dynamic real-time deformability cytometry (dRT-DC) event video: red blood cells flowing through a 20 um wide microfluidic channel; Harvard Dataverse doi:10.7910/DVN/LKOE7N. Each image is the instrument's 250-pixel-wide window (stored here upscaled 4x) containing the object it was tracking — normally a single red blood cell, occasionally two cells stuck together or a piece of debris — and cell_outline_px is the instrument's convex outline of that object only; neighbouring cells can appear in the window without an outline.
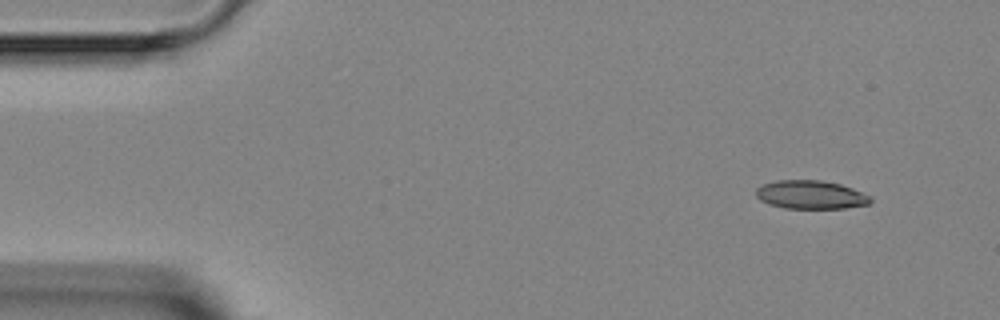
{"species": "Egyptian fruit bat (a non-hibernating species)", "species_latin": "Rousettus aegyptiacus", "temperature_condition": "room temperature", "stored_images_in_passage": 6, "camera_frame_rate_fps": 3000, "um_per_image_px": 0.085, "animal": {"sex": "female"}, "frame": {"image": 1, "passage_image": 1, "time_ms": 0.0, "image_size_px": [1000, 320], "cell_outline_px": [[872, 200], [868, 204], [844, 208], [784, 208], [768, 204], [760, 200], [756, 196], [756, 188], [764, 184], [776, 180], [820, 180], [840, 184], [852, 188], [872, 196]], "centroid_in_image_um": [68.91, 16.55], "position_along_channel_um": 16.1, "area_um2": 19.02}}
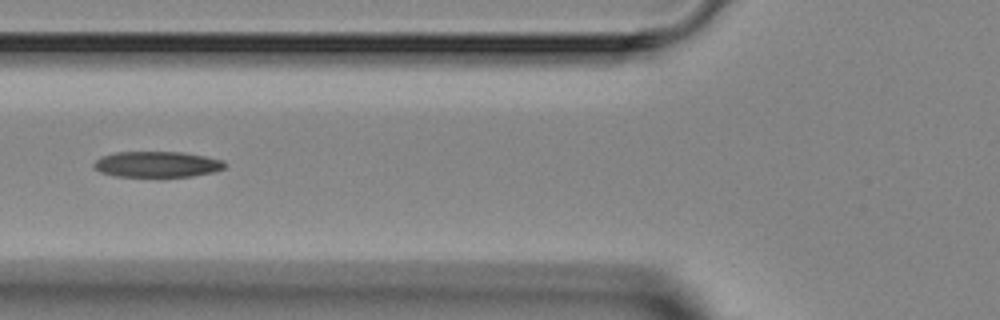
{"frame": {"image": 2, "passage_image": 5, "time_ms": 4.667, "image_size_px": [1000, 320], "cell_outline_px": [[228, 164], [224, 168], [212, 172], [192, 176], [116, 176], [100, 172], [92, 168], [92, 164], [100, 156], [116, 152], [184, 152], [224, 160]], "centroid_in_image_um": [13.33, 13.96], "position_along_channel_um": 112.5, "area_um2": 19.77}}
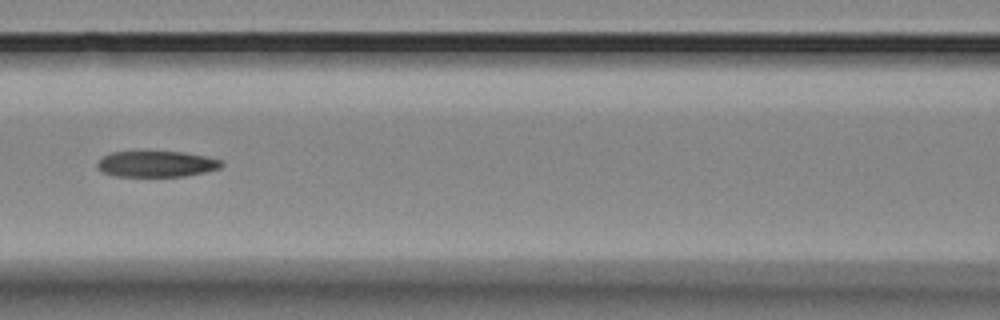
{"frame": {"image": 3, "passage_image": 6, "time_ms": 5.667, "image_size_px": [1000, 320], "cell_outline_px": [[224, 164], [220, 168], [204, 172], [184, 176], [116, 176], [104, 172], [96, 168], [96, 164], [104, 156], [112, 152], [184, 152], [208, 156], [220, 160]], "centroid_in_image_um": [13.32, 13.94], "position_along_channel_um": 153.3, "area_um2": 18.67}}